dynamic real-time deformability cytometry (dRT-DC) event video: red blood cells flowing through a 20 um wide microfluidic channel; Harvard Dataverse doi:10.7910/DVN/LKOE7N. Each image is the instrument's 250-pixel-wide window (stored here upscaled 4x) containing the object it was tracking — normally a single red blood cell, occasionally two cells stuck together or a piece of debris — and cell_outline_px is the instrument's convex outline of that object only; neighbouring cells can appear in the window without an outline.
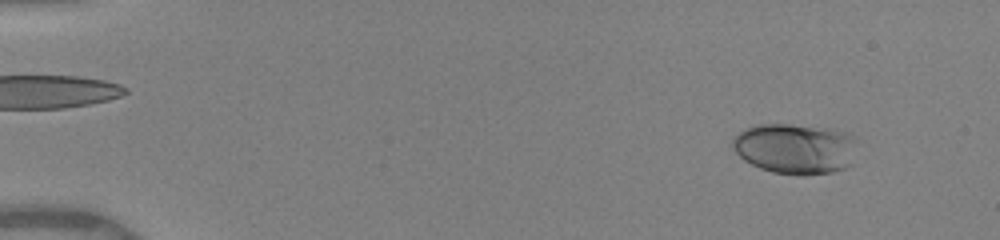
{"species": "human", "species_latin": "Homo sapiens", "temperature_condition": "warm", "stored_images_in_passage": 70, "camera_frame_rate_fps": 3000, "um_per_image_px": 0.085, "donor": {"sex": "female"}, "frame": {"image": 1, "passage_image": 5, "time_ms": 1.333, "image_size_px": [1000, 240], "cell_outline_px": [[856, 140], [852, 164], [844, 168], [832, 172], [804, 176], [800, 176], [772, 172], [760, 168], [744, 160], [732, 148], [732, 136], [744, 128], [756, 124], [788, 124], [836, 128], [852, 132], [856, 136]], "centroid_in_image_um": [67.62, 12.61], "position_along_channel_um": 17.4, "area_um2": 37.63}}
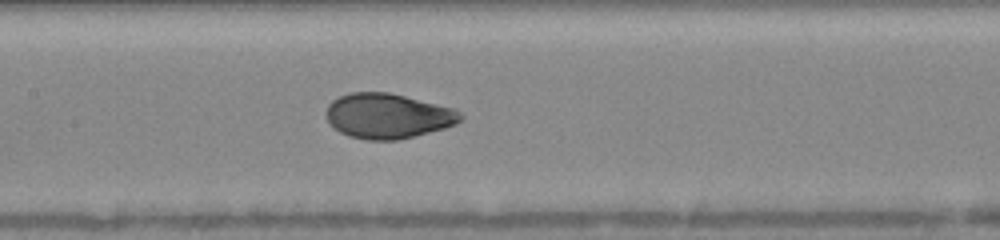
{"frame": {"image": 2, "passage_image": 32, "time_ms": 8.333, "image_size_px": [1000, 240], "cell_outline_px": [[464, 116], [456, 124], [444, 128], [396, 140], [368, 140], [348, 136], [340, 132], [328, 120], [324, 112], [328, 104], [332, 100], [348, 92], [388, 92], [452, 108], [460, 112]], "centroid_in_image_um": [32.92, 9.85], "position_along_channel_um": 174.5, "area_um2": 34.97}}
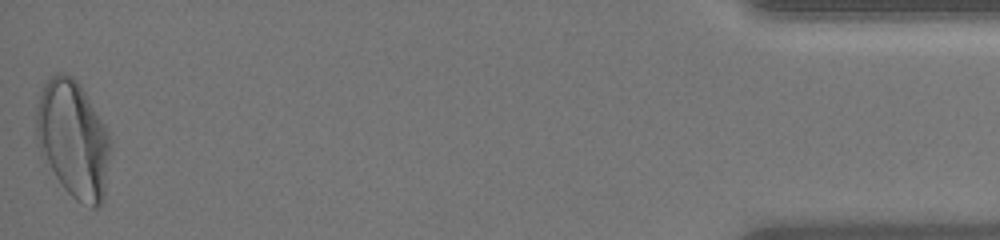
{"frame": {"image": 3, "passage_image": 69, "time_ms": 16.667, "image_size_px": [1000, 240], "cell_outline_px": [[112, 148], [104, 196], [100, 204], [96, 208], [92, 208], [76, 200], [64, 188], [56, 176], [36, 136], [36, 108], [40, 92], [44, 84], [56, 72], [60, 72], [72, 76], [80, 84], [104, 124], [112, 144]], "centroid_in_image_um": [6.26, 11.81], "position_along_channel_um": 428.9, "area_um2": 50.05}, "authors_computed_cell_mechanics": {"area_um2": 36.125, "velocity_mm_per_s": 4.0114, "shape_relaxation_time_tau1_ms": 3.7168, "shape_relaxation_time_tau2_ms": null, "deformation_change_tau1": 0.1727, "deformation_change_tau2": null}}